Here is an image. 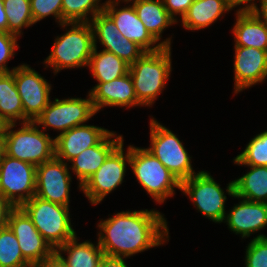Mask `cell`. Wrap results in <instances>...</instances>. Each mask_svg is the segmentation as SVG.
Returning <instances> with one entry per match:
<instances>
[{
    "label": "cell",
    "mask_w": 267,
    "mask_h": 267,
    "mask_svg": "<svg viewBox=\"0 0 267 267\" xmlns=\"http://www.w3.org/2000/svg\"><path fill=\"white\" fill-rule=\"evenodd\" d=\"M69 164L54 157L37 166L35 196L70 207L72 175Z\"/></svg>",
    "instance_id": "cell-13"
},
{
    "label": "cell",
    "mask_w": 267,
    "mask_h": 267,
    "mask_svg": "<svg viewBox=\"0 0 267 267\" xmlns=\"http://www.w3.org/2000/svg\"><path fill=\"white\" fill-rule=\"evenodd\" d=\"M149 125L150 147L146 149L161 161L180 183L200 172L193 169L192 156L188 154L178 135L153 117L150 118Z\"/></svg>",
    "instance_id": "cell-7"
},
{
    "label": "cell",
    "mask_w": 267,
    "mask_h": 267,
    "mask_svg": "<svg viewBox=\"0 0 267 267\" xmlns=\"http://www.w3.org/2000/svg\"><path fill=\"white\" fill-rule=\"evenodd\" d=\"M136 181L154 202L164 203L181 187L176 177L149 150L130 145V166ZM175 189V190H174Z\"/></svg>",
    "instance_id": "cell-5"
},
{
    "label": "cell",
    "mask_w": 267,
    "mask_h": 267,
    "mask_svg": "<svg viewBox=\"0 0 267 267\" xmlns=\"http://www.w3.org/2000/svg\"><path fill=\"white\" fill-rule=\"evenodd\" d=\"M121 2L126 6L119 7ZM103 11L113 20L125 38L137 43L146 52H155L163 47L150 35L128 0H106Z\"/></svg>",
    "instance_id": "cell-17"
},
{
    "label": "cell",
    "mask_w": 267,
    "mask_h": 267,
    "mask_svg": "<svg viewBox=\"0 0 267 267\" xmlns=\"http://www.w3.org/2000/svg\"><path fill=\"white\" fill-rule=\"evenodd\" d=\"M125 260L127 259L104 255L101 258L98 267H128Z\"/></svg>",
    "instance_id": "cell-40"
},
{
    "label": "cell",
    "mask_w": 267,
    "mask_h": 267,
    "mask_svg": "<svg viewBox=\"0 0 267 267\" xmlns=\"http://www.w3.org/2000/svg\"><path fill=\"white\" fill-rule=\"evenodd\" d=\"M8 227L16 236L23 257L33 267L55 252L21 207L11 211Z\"/></svg>",
    "instance_id": "cell-15"
},
{
    "label": "cell",
    "mask_w": 267,
    "mask_h": 267,
    "mask_svg": "<svg viewBox=\"0 0 267 267\" xmlns=\"http://www.w3.org/2000/svg\"><path fill=\"white\" fill-rule=\"evenodd\" d=\"M250 168L233 180L234 195L248 201L267 203V166L238 165Z\"/></svg>",
    "instance_id": "cell-27"
},
{
    "label": "cell",
    "mask_w": 267,
    "mask_h": 267,
    "mask_svg": "<svg viewBox=\"0 0 267 267\" xmlns=\"http://www.w3.org/2000/svg\"><path fill=\"white\" fill-rule=\"evenodd\" d=\"M34 267H68V265L55 251L51 256L45 258L42 262L36 264Z\"/></svg>",
    "instance_id": "cell-39"
},
{
    "label": "cell",
    "mask_w": 267,
    "mask_h": 267,
    "mask_svg": "<svg viewBox=\"0 0 267 267\" xmlns=\"http://www.w3.org/2000/svg\"><path fill=\"white\" fill-rule=\"evenodd\" d=\"M227 195L240 200L227 211L223 223L228 229L240 235L241 239L249 238L253 233L267 228V203L248 201L234 195V182L230 181L226 187Z\"/></svg>",
    "instance_id": "cell-14"
},
{
    "label": "cell",
    "mask_w": 267,
    "mask_h": 267,
    "mask_svg": "<svg viewBox=\"0 0 267 267\" xmlns=\"http://www.w3.org/2000/svg\"><path fill=\"white\" fill-rule=\"evenodd\" d=\"M180 191L187 195L201 215L214 223H223L226 217L227 196L209 171L201 170L181 182Z\"/></svg>",
    "instance_id": "cell-9"
},
{
    "label": "cell",
    "mask_w": 267,
    "mask_h": 267,
    "mask_svg": "<svg viewBox=\"0 0 267 267\" xmlns=\"http://www.w3.org/2000/svg\"><path fill=\"white\" fill-rule=\"evenodd\" d=\"M59 26L66 32L54 39L51 52L43 61L45 69L50 67L56 75L62 69L88 67L95 48L90 23L66 22Z\"/></svg>",
    "instance_id": "cell-2"
},
{
    "label": "cell",
    "mask_w": 267,
    "mask_h": 267,
    "mask_svg": "<svg viewBox=\"0 0 267 267\" xmlns=\"http://www.w3.org/2000/svg\"><path fill=\"white\" fill-rule=\"evenodd\" d=\"M78 241L79 237L76 234L60 246L56 252L67 263L68 267H98L101 258L104 256L98 241L96 244L90 240Z\"/></svg>",
    "instance_id": "cell-26"
},
{
    "label": "cell",
    "mask_w": 267,
    "mask_h": 267,
    "mask_svg": "<svg viewBox=\"0 0 267 267\" xmlns=\"http://www.w3.org/2000/svg\"><path fill=\"white\" fill-rule=\"evenodd\" d=\"M0 32H8V19L3 0H0Z\"/></svg>",
    "instance_id": "cell-42"
},
{
    "label": "cell",
    "mask_w": 267,
    "mask_h": 267,
    "mask_svg": "<svg viewBox=\"0 0 267 267\" xmlns=\"http://www.w3.org/2000/svg\"><path fill=\"white\" fill-rule=\"evenodd\" d=\"M171 50V47H162L155 52H145L129 66L137 100L143 107H152L167 86L172 72Z\"/></svg>",
    "instance_id": "cell-3"
},
{
    "label": "cell",
    "mask_w": 267,
    "mask_h": 267,
    "mask_svg": "<svg viewBox=\"0 0 267 267\" xmlns=\"http://www.w3.org/2000/svg\"><path fill=\"white\" fill-rule=\"evenodd\" d=\"M97 241L104 255L130 258L169 242L164 214L156 209L120 211L97 225Z\"/></svg>",
    "instance_id": "cell-1"
},
{
    "label": "cell",
    "mask_w": 267,
    "mask_h": 267,
    "mask_svg": "<svg viewBox=\"0 0 267 267\" xmlns=\"http://www.w3.org/2000/svg\"><path fill=\"white\" fill-rule=\"evenodd\" d=\"M86 97L55 98L43 109L34 123L45 132L50 128L60 132L58 135L83 125L97 114L89 92Z\"/></svg>",
    "instance_id": "cell-8"
},
{
    "label": "cell",
    "mask_w": 267,
    "mask_h": 267,
    "mask_svg": "<svg viewBox=\"0 0 267 267\" xmlns=\"http://www.w3.org/2000/svg\"><path fill=\"white\" fill-rule=\"evenodd\" d=\"M194 0H163L164 7L176 23L185 15ZM179 15V17H177Z\"/></svg>",
    "instance_id": "cell-36"
},
{
    "label": "cell",
    "mask_w": 267,
    "mask_h": 267,
    "mask_svg": "<svg viewBox=\"0 0 267 267\" xmlns=\"http://www.w3.org/2000/svg\"><path fill=\"white\" fill-rule=\"evenodd\" d=\"M130 166V145L126 153L124 140L108 155L98 170L81 186V192L91 205L100 204L103 199L124 182Z\"/></svg>",
    "instance_id": "cell-10"
},
{
    "label": "cell",
    "mask_w": 267,
    "mask_h": 267,
    "mask_svg": "<svg viewBox=\"0 0 267 267\" xmlns=\"http://www.w3.org/2000/svg\"><path fill=\"white\" fill-rule=\"evenodd\" d=\"M256 1L260 3L262 0H227L231 9L237 7L236 12H252L258 6Z\"/></svg>",
    "instance_id": "cell-38"
},
{
    "label": "cell",
    "mask_w": 267,
    "mask_h": 267,
    "mask_svg": "<svg viewBox=\"0 0 267 267\" xmlns=\"http://www.w3.org/2000/svg\"><path fill=\"white\" fill-rule=\"evenodd\" d=\"M234 51V94L267 79V51L243 46H234Z\"/></svg>",
    "instance_id": "cell-18"
},
{
    "label": "cell",
    "mask_w": 267,
    "mask_h": 267,
    "mask_svg": "<svg viewBox=\"0 0 267 267\" xmlns=\"http://www.w3.org/2000/svg\"><path fill=\"white\" fill-rule=\"evenodd\" d=\"M14 80L21 97L24 116L34 122L51 101L52 84L25 63L14 69Z\"/></svg>",
    "instance_id": "cell-12"
},
{
    "label": "cell",
    "mask_w": 267,
    "mask_h": 267,
    "mask_svg": "<svg viewBox=\"0 0 267 267\" xmlns=\"http://www.w3.org/2000/svg\"><path fill=\"white\" fill-rule=\"evenodd\" d=\"M235 16L236 22L231 30L234 46L267 51V24L252 12H235Z\"/></svg>",
    "instance_id": "cell-23"
},
{
    "label": "cell",
    "mask_w": 267,
    "mask_h": 267,
    "mask_svg": "<svg viewBox=\"0 0 267 267\" xmlns=\"http://www.w3.org/2000/svg\"><path fill=\"white\" fill-rule=\"evenodd\" d=\"M123 140V135L110 131L97 145L83 150L69 162V169L78 181L79 190Z\"/></svg>",
    "instance_id": "cell-20"
},
{
    "label": "cell",
    "mask_w": 267,
    "mask_h": 267,
    "mask_svg": "<svg viewBox=\"0 0 267 267\" xmlns=\"http://www.w3.org/2000/svg\"><path fill=\"white\" fill-rule=\"evenodd\" d=\"M245 250V267H267V235L260 232Z\"/></svg>",
    "instance_id": "cell-33"
},
{
    "label": "cell",
    "mask_w": 267,
    "mask_h": 267,
    "mask_svg": "<svg viewBox=\"0 0 267 267\" xmlns=\"http://www.w3.org/2000/svg\"><path fill=\"white\" fill-rule=\"evenodd\" d=\"M110 130L96 125H79L55 138V157L69 164L83 150L97 145Z\"/></svg>",
    "instance_id": "cell-19"
},
{
    "label": "cell",
    "mask_w": 267,
    "mask_h": 267,
    "mask_svg": "<svg viewBox=\"0 0 267 267\" xmlns=\"http://www.w3.org/2000/svg\"><path fill=\"white\" fill-rule=\"evenodd\" d=\"M4 126L5 152L9 157L38 166L55 157V138L32 121Z\"/></svg>",
    "instance_id": "cell-4"
},
{
    "label": "cell",
    "mask_w": 267,
    "mask_h": 267,
    "mask_svg": "<svg viewBox=\"0 0 267 267\" xmlns=\"http://www.w3.org/2000/svg\"><path fill=\"white\" fill-rule=\"evenodd\" d=\"M128 1L134 6L137 16L144 24L150 35L163 47H171L172 36L162 40V33L166 30V28L178 23H176L169 15L168 11L164 7L163 0Z\"/></svg>",
    "instance_id": "cell-22"
},
{
    "label": "cell",
    "mask_w": 267,
    "mask_h": 267,
    "mask_svg": "<svg viewBox=\"0 0 267 267\" xmlns=\"http://www.w3.org/2000/svg\"><path fill=\"white\" fill-rule=\"evenodd\" d=\"M105 3H101V0H63L62 23H89L103 12Z\"/></svg>",
    "instance_id": "cell-29"
},
{
    "label": "cell",
    "mask_w": 267,
    "mask_h": 267,
    "mask_svg": "<svg viewBox=\"0 0 267 267\" xmlns=\"http://www.w3.org/2000/svg\"><path fill=\"white\" fill-rule=\"evenodd\" d=\"M90 94L97 113L107 106L127 109L143 107L137 100L129 72L120 78L99 83Z\"/></svg>",
    "instance_id": "cell-21"
},
{
    "label": "cell",
    "mask_w": 267,
    "mask_h": 267,
    "mask_svg": "<svg viewBox=\"0 0 267 267\" xmlns=\"http://www.w3.org/2000/svg\"><path fill=\"white\" fill-rule=\"evenodd\" d=\"M232 11L227 0H194L181 24L188 31L203 30Z\"/></svg>",
    "instance_id": "cell-24"
},
{
    "label": "cell",
    "mask_w": 267,
    "mask_h": 267,
    "mask_svg": "<svg viewBox=\"0 0 267 267\" xmlns=\"http://www.w3.org/2000/svg\"><path fill=\"white\" fill-rule=\"evenodd\" d=\"M0 120L4 125L30 122L24 116L21 97L14 80V70L0 72Z\"/></svg>",
    "instance_id": "cell-25"
},
{
    "label": "cell",
    "mask_w": 267,
    "mask_h": 267,
    "mask_svg": "<svg viewBox=\"0 0 267 267\" xmlns=\"http://www.w3.org/2000/svg\"><path fill=\"white\" fill-rule=\"evenodd\" d=\"M259 4L260 7H255L252 13L267 24V0H262Z\"/></svg>",
    "instance_id": "cell-41"
},
{
    "label": "cell",
    "mask_w": 267,
    "mask_h": 267,
    "mask_svg": "<svg viewBox=\"0 0 267 267\" xmlns=\"http://www.w3.org/2000/svg\"><path fill=\"white\" fill-rule=\"evenodd\" d=\"M63 0H30L34 24L46 17L53 16L58 25L62 24Z\"/></svg>",
    "instance_id": "cell-34"
},
{
    "label": "cell",
    "mask_w": 267,
    "mask_h": 267,
    "mask_svg": "<svg viewBox=\"0 0 267 267\" xmlns=\"http://www.w3.org/2000/svg\"><path fill=\"white\" fill-rule=\"evenodd\" d=\"M4 123L0 120V132L4 131Z\"/></svg>",
    "instance_id": "cell-44"
},
{
    "label": "cell",
    "mask_w": 267,
    "mask_h": 267,
    "mask_svg": "<svg viewBox=\"0 0 267 267\" xmlns=\"http://www.w3.org/2000/svg\"><path fill=\"white\" fill-rule=\"evenodd\" d=\"M18 36L0 32V72H12L16 67H8V61L14 58L19 49Z\"/></svg>",
    "instance_id": "cell-35"
},
{
    "label": "cell",
    "mask_w": 267,
    "mask_h": 267,
    "mask_svg": "<svg viewBox=\"0 0 267 267\" xmlns=\"http://www.w3.org/2000/svg\"><path fill=\"white\" fill-rule=\"evenodd\" d=\"M236 165L267 166V130L248 142L243 151L233 159Z\"/></svg>",
    "instance_id": "cell-32"
},
{
    "label": "cell",
    "mask_w": 267,
    "mask_h": 267,
    "mask_svg": "<svg viewBox=\"0 0 267 267\" xmlns=\"http://www.w3.org/2000/svg\"><path fill=\"white\" fill-rule=\"evenodd\" d=\"M91 76L98 82L89 93L99 84L120 78L129 72V65L114 53L99 50L95 47L88 64Z\"/></svg>",
    "instance_id": "cell-28"
},
{
    "label": "cell",
    "mask_w": 267,
    "mask_h": 267,
    "mask_svg": "<svg viewBox=\"0 0 267 267\" xmlns=\"http://www.w3.org/2000/svg\"><path fill=\"white\" fill-rule=\"evenodd\" d=\"M15 207L0 193V229L8 226L9 215Z\"/></svg>",
    "instance_id": "cell-37"
},
{
    "label": "cell",
    "mask_w": 267,
    "mask_h": 267,
    "mask_svg": "<svg viewBox=\"0 0 267 267\" xmlns=\"http://www.w3.org/2000/svg\"><path fill=\"white\" fill-rule=\"evenodd\" d=\"M89 23L93 31L94 47L98 48L97 43L100 42L103 50L114 53L129 66L146 52L137 43L125 38L104 11Z\"/></svg>",
    "instance_id": "cell-16"
},
{
    "label": "cell",
    "mask_w": 267,
    "mask_h": 267,
    "mask_svg": "<svg viewBox=\"0 0 267 267\" xmlns=\"http://www.w3.org/2000/svg\"><path fill=\"white\" fill-rule=\"evenodd\" d=\"M21 208L55 251L77 234L71 223L70 207L34 195Z\"/></svg>",
    "instance_id": "cell-6"
},
{
    "label": "cell",
    "mask_w": 267,
    "mask_h": 267,
    "mask_svg": "<svg viewBox=\"0 0 267 267\" xmlns=\"http://www.w3.org/2000/svg\"><path fill=\"white\" fill-rule=\"evenodd\" d=\"M0 267H33L23 257L18 240L8 226L0 229Z\"/></svg>",
    "instance_id": "cell-31"
},
{
    "label": "cell",
    "mask_w": 267,
    "mask_h": 267,
    "mask_svg": "<svg viewBox=\"0 0 267 267\" xmlns=\"http://www.w3.org/2000/svg\"><path fill=\"white\" fill-rule=\"evenodd\" d=\"M37 166L4 155L0 164V193L14 206L21 207L36 193Z\"/></svg>",
    "instance_id": "cell-11"
},
{
    "label": "cell",
    "mask_w": 267,
    "mask_h": 267,
    "mask_svg": "<svg viewBox=\"0 0 267 267\" xmlns=\"http://www.w3.org/2000/svg\"><path fill=\"white\" fill-rule=\"evenodd\" d=\"M3 5L8 19V33L21 37L24 28L34 25L30 0H3Z\"/></svg>",
    "instance_id": "cell-30"
},
{
    "label": "cell",
    "mask_w": 267,
    "mask_h": 267,
    "mask_svg": "<svg viewBox=\"0 0 267 267\" xmlns=\"http://www.w3.org/2000/svg\"><path fill=\"white\" fill-rule=\"evenodd\" d=\"M6 154L5 152V139H4V133L0 132V164L3 160L4 155Z\"/></svg>",
    "instance_id": "cell-43"
}]
</instances>
